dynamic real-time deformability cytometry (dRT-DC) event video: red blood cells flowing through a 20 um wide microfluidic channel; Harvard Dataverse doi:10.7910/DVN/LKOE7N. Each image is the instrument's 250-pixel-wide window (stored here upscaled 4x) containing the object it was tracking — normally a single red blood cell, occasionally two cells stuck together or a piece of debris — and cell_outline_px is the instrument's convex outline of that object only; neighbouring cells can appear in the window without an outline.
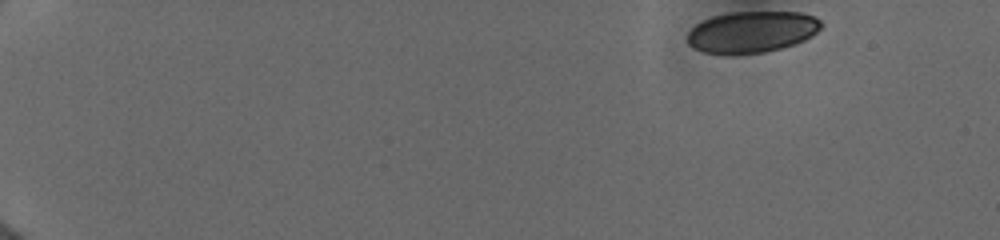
{"species": "human", "species_latin": "Homo sapiens", "temperature_condition": "cold", "stored_images_in_passage": 14, "camera_frame_rate_fps": 3000, "um_per_image_px": 0.085, "donor": {"sex": "female"}, "frame": {"image": 1, "passage_image": 1, "time_ms": 0.0, "image_size_px": [1000, 240], "cell_outline_px": [[820, 28], [812, 36], [804, 40], [780, 48], [764, 52], [732, 56], [704, 52], [692, 48], [688, 44], [688, 32], [696, 24], [712, 16], [732, 12], [800, 12], [812, 16], [820, 20]], "centroid_in_image_um": [63.86, 2.73], "position_along_channel_um": 21.1, "area_um2": 32.43}}
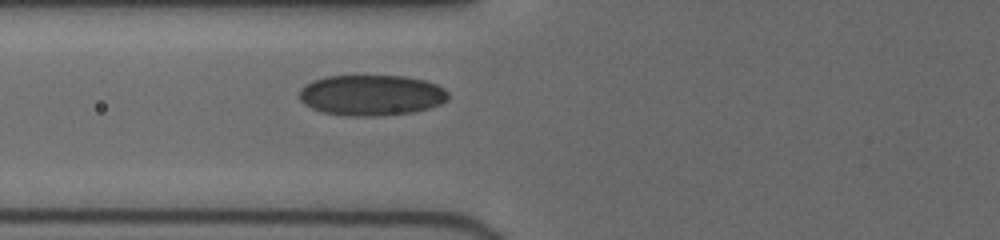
{"frame": {"image": 2, "passage_image": 12, "time_ms": 5.667, "image_size_px": [1000, 240], "cell_outline_px": [[448, 100], [440, 104], [428, 108], [412, 112], [372, 116], [348, 116], [324, 112], [312, 108], [304, 104], [300, 100], [300, 88], [316, 80], [328, 76], [404, 76], [424, 80], [436, 84], [444, 88], [448, 92]], "centroid_in_image_um": [31.59, 8.09], "position_along_channel_um": 94.2, "area_um2": 35.08}}
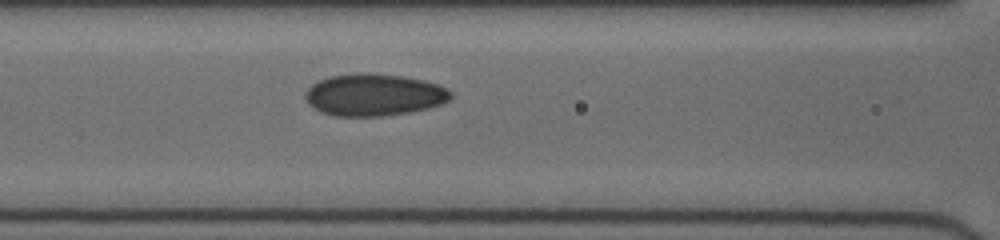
{"frame": {"image": 3, "passage_image": 14, "time_ms": 6.667, "image_size_px": [1000, 240], "cell_outline_px": [[452, 96], [448, 100], [440, 104], [428, 108], [408, 112], [384, 116], [336, 116], [320, 112], [308, 104], [304, 96], [308, 88], [312, 84], [320, 80], [332, 76], [368, 72], [400, 76], [424, 80], [448, 88], [452, 92]], "centroid_in_image_um": [31.78, 8.07], "position_along_channel_um": 134.8, "area_um2": 35.55}}